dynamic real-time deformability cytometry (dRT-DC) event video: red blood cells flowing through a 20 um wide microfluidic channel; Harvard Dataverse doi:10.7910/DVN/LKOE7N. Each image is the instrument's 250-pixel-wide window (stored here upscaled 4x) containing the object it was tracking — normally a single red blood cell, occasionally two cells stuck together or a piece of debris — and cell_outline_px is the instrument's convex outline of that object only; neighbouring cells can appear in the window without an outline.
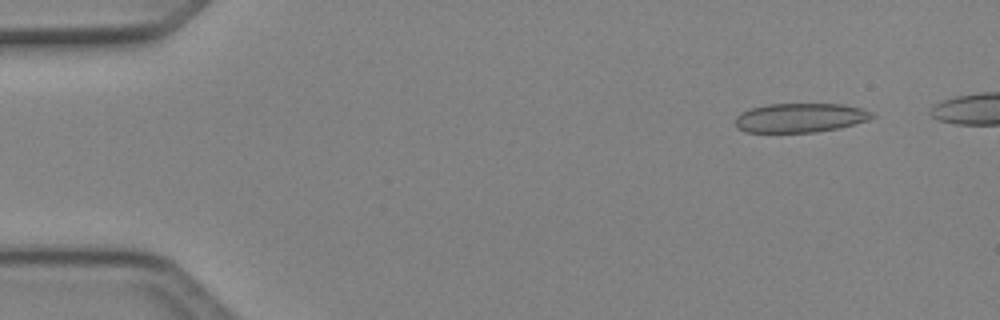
{"species": "Egyptian fruit bat (a non-hibernating species)", "species_latin": "Rousettus aegyptiacus", "temperature_condition": "cold", "stored_images_in_passage": 6, "camera_frame_rate_fps": 3000, "um_per_image_px": 0.085, "animal": {"sex": "female"}, "frame": {"image": 1, "passage_image": 2, "time_ms": 0.333, "image_size_px": [1000, 320], "cell_outline_px": [[876, 116], [868, 120], [836, 128], [816, 132], [744, 132], [736, 128], [736, 116], [752, 108], [768, 104], [844, 104], [860, 108], [872, 112]], "centroid_in_image_um": [68.01, 10.01], "position_along_channel_um": 17.0, "area_um2": 23.06}}